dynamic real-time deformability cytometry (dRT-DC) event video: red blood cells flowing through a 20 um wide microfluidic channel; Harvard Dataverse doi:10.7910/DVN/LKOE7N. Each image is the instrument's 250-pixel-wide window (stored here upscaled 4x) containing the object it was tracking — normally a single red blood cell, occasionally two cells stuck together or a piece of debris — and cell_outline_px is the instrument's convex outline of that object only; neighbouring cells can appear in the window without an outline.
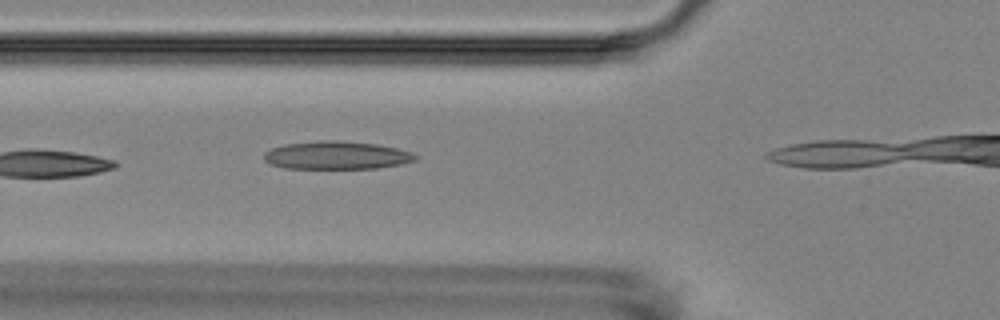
{"species": "Egyptian fruit bat (a non-hibernating species)", "species_latin": "Rousettus aegyptiacus", "temperature_condition": "room temperature", "stored_images_in_passage": 7, "camera_frame_rate_fps": 3000, "um_per_image_px": 0.085, "animal": {"sex": "female"}, "frame": {"image": 1, "passage_image": 6, "time_ms": 6.667, "image_size_px": [1000, 320], "cell_outline_px": [[420, 156], [416, 160], [400, 164], [376, 168], [284, 168], [272, 164], [264, 160], [264, 152], [272, 148], [284, 144], [320, 140], [336, 140], [376, 144], [396, 148], [412, 152]], "centroid_in_image_um": [28.62, 13.19], "position_along_channel_um": 97.2, "area_um2": 24.68}}